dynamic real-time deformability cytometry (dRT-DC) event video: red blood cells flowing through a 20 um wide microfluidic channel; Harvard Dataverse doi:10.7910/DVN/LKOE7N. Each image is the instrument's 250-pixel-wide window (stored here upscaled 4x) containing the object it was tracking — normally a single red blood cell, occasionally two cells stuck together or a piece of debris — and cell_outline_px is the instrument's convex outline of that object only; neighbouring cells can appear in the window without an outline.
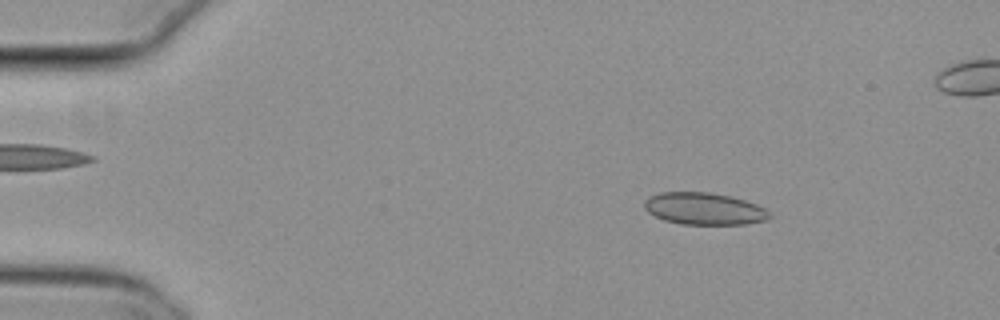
{"species": "common noctule bat (a hibernating species)", "species_latin": "Nyctalus noctula", "temperature_condition": "cold", "stored_images_in_passage": 53, "camera_frame_rate_fps": 3000, "um_per_image_px": 0.085, "animal": {"sex": "female", "body_mass_g": 29.2, "forearm_length_mm": 56.3}, "frame": {"image": 1, "passage_image": 8, "time_ms": 2.333, "image_size_px": [1000, 320], "cell_outline_px": [[772, 216], [768, 220], [744, 224], [680, 224], [664, 220], [648, 212], [644, 208], [644, 200], [648, 196], [660, 192], [708, 192], [732, 196], [756, 204], [764, 208]], "centroid_in_image_um": [59.84, 17.73], "position_along_channel_um": 25.2, "area_um2": 23.47}}
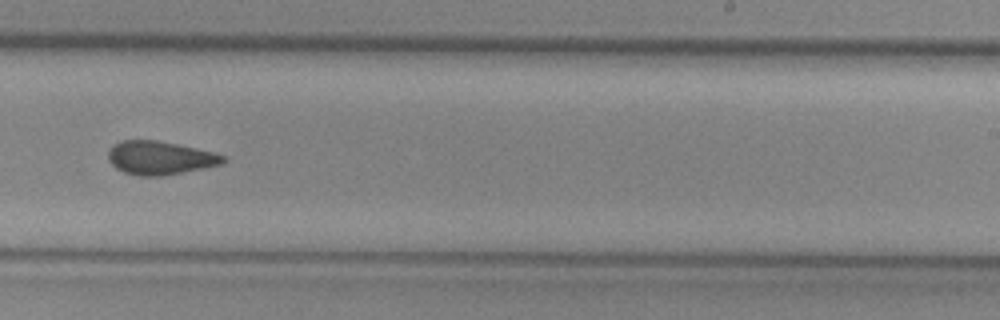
{"frame": {"image": 2, "passage_image": 34, "time_ms": 11.0, "image_size_px": [1000, 320], "cell_outline_px": [[224, 164], [164, 176], [136, 176], [124, 172], [116, 168], [108, 160], [108, 152], [120, 140], [156, 140], [196, 148], [212, 152], [224, 156]], "centroid_in_image_um": [13.59, 13.43], "position_along_channel_um": 275.4, "area_um2": 22.31}}
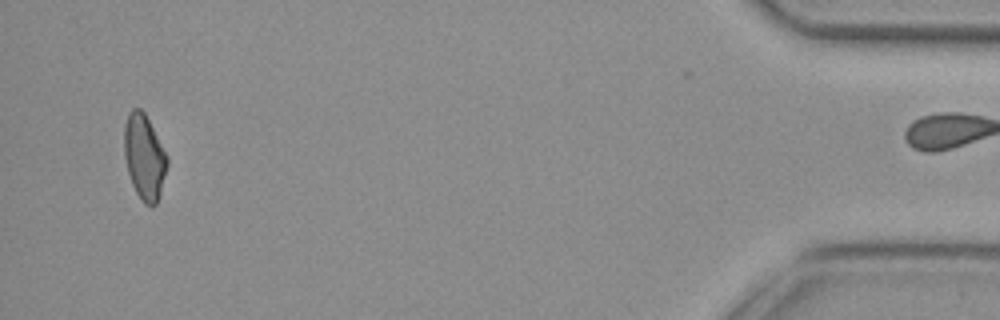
{"frame": {"image": 3, "passage_image": 52, "time_ms": 17.0, "image_size_px": [1000, 320], "cell_outline_px": [[168, 164], [160, 192], [156, 204], [152, 208], [144, 204], [140, 200], [132, 184], [128, 172], [124, 156], [124, 124], [128, 112], [132, 108], [140, 108], [144, 112], [168, 156]], "centroid_in_image_um": [12.25, 13.35], "position_along_channel_um": 422.9, "area_um2": 21.44}, "authors_computed_cell_mechanics": {"area_um2": 22.8888, "velocity_mm_per_s": 3.8105, "shape_relaxation_time_tau1_ms": null, "shape_relaxation_time_tau2_ms": 3.5141, "deformation_change_tau1": null, "deformation_change_tau2": 0.0768}}